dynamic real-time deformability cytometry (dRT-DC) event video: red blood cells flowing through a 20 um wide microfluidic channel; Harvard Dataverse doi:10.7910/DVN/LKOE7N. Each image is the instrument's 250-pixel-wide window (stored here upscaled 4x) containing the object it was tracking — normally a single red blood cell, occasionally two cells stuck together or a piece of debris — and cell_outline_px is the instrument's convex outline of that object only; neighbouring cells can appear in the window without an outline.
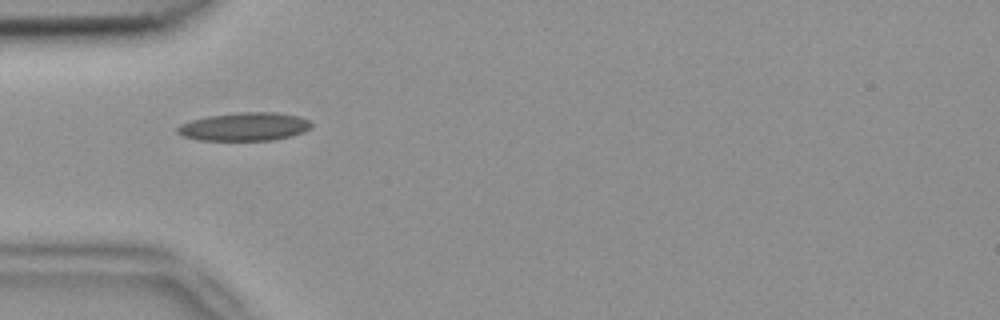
{"species": "common noctule bat (a hibernating species)", "species_latin": "Nyctalus noctula", "temperature_condition": "room temperature", "stored_images_in_passage": 3, "camera_frame_rate_fps": 3000, "um_per_image_px": 0.085, "animal": {"sex": "female", "body_mass_g": 18.4}, "frame": {"image": 1, "passage_image": 1, "time_ms": 0.0, "image_size_px": [1000, 320], "cell_outline_px": [[312, 128], [304, 132], [292, 136], [272, 140], [200, 140], [184, 136], [176, 132], [176, 128], [180, 124], [192, 120], [208, 116], [240, 112], [276, 112], [296, 116], [308, 120], [312, 124]], "centroid_in_image_um": [20.8, 10.77], "position_along_channel_um": 64.2, "area_um2": 22.02}}